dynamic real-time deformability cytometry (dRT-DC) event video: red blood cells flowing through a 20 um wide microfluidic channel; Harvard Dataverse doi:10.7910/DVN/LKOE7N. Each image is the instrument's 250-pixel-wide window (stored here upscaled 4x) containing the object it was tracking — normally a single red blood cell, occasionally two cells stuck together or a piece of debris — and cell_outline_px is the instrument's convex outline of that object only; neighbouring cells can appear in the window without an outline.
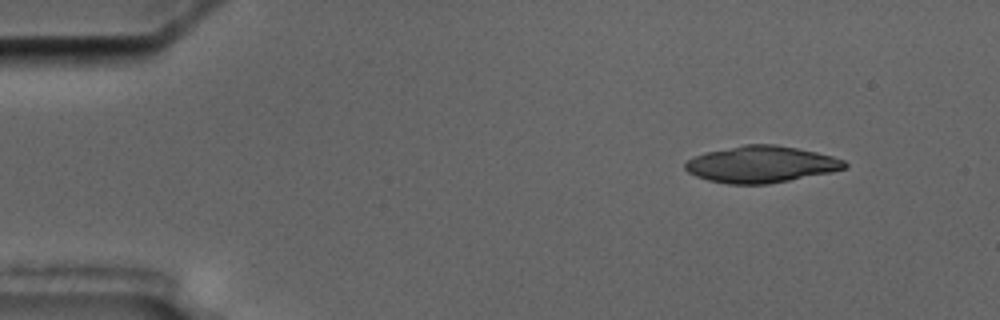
{"species": "common noctule bat (a hibernating species)", "species_latin": "Nyctalus noctula", "temperature_condition": "cold", "stored_images_in_passage": 3, "camera_frame_rate_fps": 3000, "um_per_image_px": 0.085, "animal": {"sex": "male", "body_mass_g": 17.5, "forearm_length_mm": 52.3}, "frame": {"image": 1, "passage_image": 1, "time_ms": 0.0, "image_size_px": [1000, 320], "cell_outline_px": [[848, 168], [832, 172], [768, 184], [728, 184], [708, 180], [696, 176], [688, 172], [684, 168], [684, 164], [692, 156], [704, 152], [744, 144], [776, 144], [816, 152], [832, 156], [844, 160], [848, 164]], "centroid_in_image_um": [64.68, 13.96], "position_along_channel_um": 20.3, "area_um2": 34.22}}